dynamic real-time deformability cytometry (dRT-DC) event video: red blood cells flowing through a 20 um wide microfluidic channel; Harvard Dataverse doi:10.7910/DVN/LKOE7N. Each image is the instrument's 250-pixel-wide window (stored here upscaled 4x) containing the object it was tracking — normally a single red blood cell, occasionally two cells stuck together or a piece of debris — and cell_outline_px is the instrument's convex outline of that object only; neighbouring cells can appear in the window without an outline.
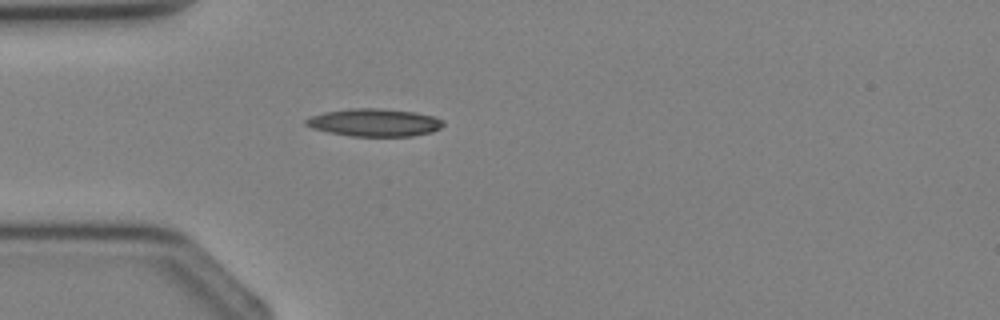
{"species": "Egyptian fruit bat (a non-hibernating species)", "species_latin": "Rousettus aegyptiacus", "temperature_condition": "cold", "stored_images_in_passage": 3, "camera_frame_rate_fps": 3000, "um_per_image_px": 0.085, "animal": {"sex": "female"}, "frame": {"image": 1, "passage_image": 3, "time_ms": 2.333, "image_size_px": [1000, 320], "cell_outline_px": [[444, 124], [440, 128], [432, 132], [412, 136], [352, 136], [328, 132], [312, 128], [304, 124], [304, 120], [312, 116], [324, 112], [348, 108], [380, 108], [416, 112], [436, 116], [444, 120]], "centroid_in_image_um": [31.85, 10.41], "position_along_channel_um": 53.2, "area_um2": 22.37}}